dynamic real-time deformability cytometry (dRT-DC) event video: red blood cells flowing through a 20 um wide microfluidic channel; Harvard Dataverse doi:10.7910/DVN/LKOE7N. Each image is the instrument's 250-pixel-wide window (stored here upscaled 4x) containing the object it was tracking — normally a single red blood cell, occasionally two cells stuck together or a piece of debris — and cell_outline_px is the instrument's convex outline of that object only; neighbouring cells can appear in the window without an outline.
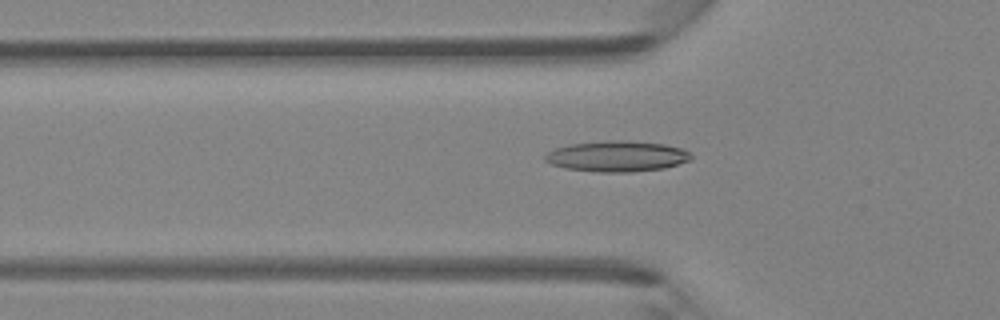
{"species": "Egyptian fruit bat (a non-hibernating species)", "species_latin": "Rousettus aegyptiacus", "temperature_condition": "room temperature", "stored_images_in_passage": 45, "camera_frame_rate_fps": 3000, "um_per_image_px": 0.085, "animal": {"sex": "female"}, "frame": {"image": 1, "passage_image": 15, "time_ms": 4.667, "image_size_px": [1000, 320], "cell_outline_px": [[692, 160], [664, 168], [632, 172], [600, 172], [564, 168], [552, 164], [544, 160], [544, 156], [548, 152], [556, 148], [568, 144], [608, 140], [624, 140], [664, 144], [680, 148], [688, 152], [692, 156]], "centroid_in_image_um": [52.43, 13.28], "position_along_channel_um": 73.4, "area_um2": 26.18}}
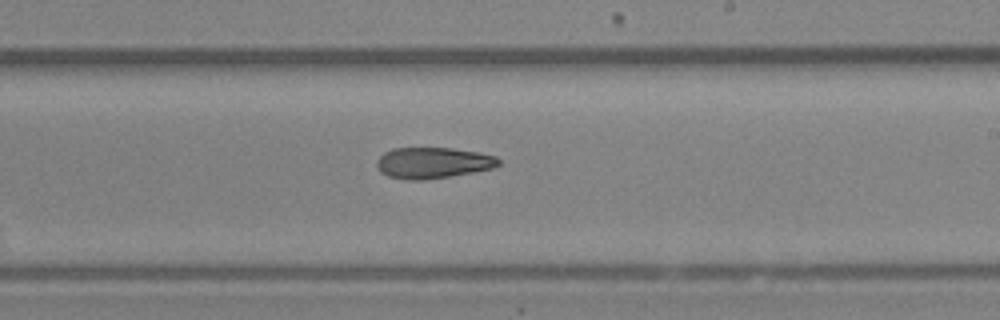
{"frame": {"image": 2, "passage_image": 27, "time_ms": 8.667, "image_size_px": [1000, 320], "cell_outline_px": [[500, 164], [492, 168], [472, 172], [424, 180], [404, 180], [388, 176], [380, 172], [376, 164], [376, 160], [384, 152], [392, 148], [452, 148], [480, 152], [496, 156], [500, 160]], "centroid_in_image_um": [36.77, 13.83], "position_along_channel_um": 252.2, "area_um2": 22.14}}
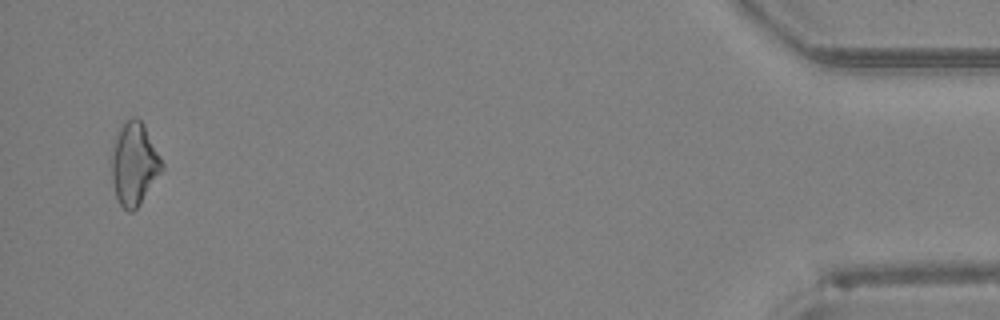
{"frame": {"image": 3, "passage_image": 44, "time_ms": 14.333, "image_size_px": [1000, 320], "cell_outline_px": [[164, 168], [140, 204], [132, 212], [128, 212], [120, 204], [116, 196], [112, 184], [108, 160], [108, 156], [116, 132], [132, 116], [136, 116], [144, 124], [164, 164]], "centroid_in_image_um": [11.35, 13.91], "position_along_channel_um": 423.8, "area_um2": 24.91}}